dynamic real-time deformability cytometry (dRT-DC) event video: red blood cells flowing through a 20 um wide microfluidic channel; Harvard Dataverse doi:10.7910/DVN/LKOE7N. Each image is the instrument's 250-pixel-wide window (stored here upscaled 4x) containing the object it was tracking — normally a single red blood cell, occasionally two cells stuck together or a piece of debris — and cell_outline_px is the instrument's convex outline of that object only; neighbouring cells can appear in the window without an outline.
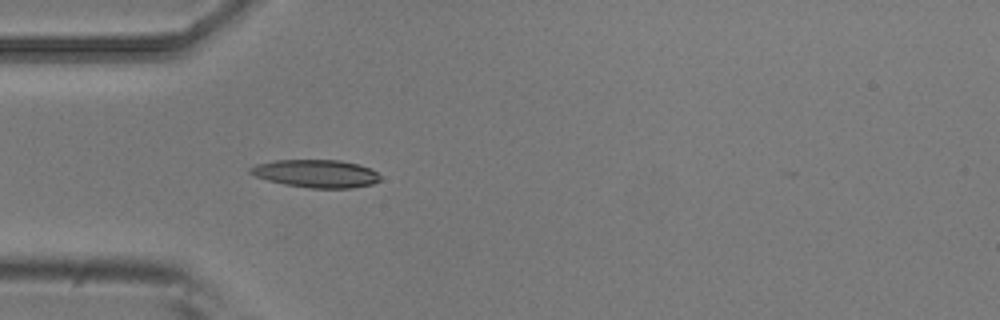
{"species": "common noctule bat (a hibernating species)", "species_latin": "Nyctalus noctula", "temperature_condition": "room temperature", "stored_images_in_passage": 5, "camera_frame_rate_fps": 3000, "um_per_image_px": 0.085, "animal": {"sex": "male", "body_mass_g": 20.5, "forearm_length_mm": 52.5}, "frame": {"image": 1, "passage_image": 5, "time_ms": 1.333, "image_size_px": [1000, 320], "cell_outline_px": [[380, 180], [372, 184], [352, 188], [308, 188], [284, 184], [268, 180], [256, 176], [248, 172], [248, 168], [256, 164], [276, 160], [340, 160], [360, 164], [372, 168], [380, 176]], "centroid_in_image_um": [26.88, 14.75], "position_along_channel_um": 58.1, "area_um2": 21.21}}